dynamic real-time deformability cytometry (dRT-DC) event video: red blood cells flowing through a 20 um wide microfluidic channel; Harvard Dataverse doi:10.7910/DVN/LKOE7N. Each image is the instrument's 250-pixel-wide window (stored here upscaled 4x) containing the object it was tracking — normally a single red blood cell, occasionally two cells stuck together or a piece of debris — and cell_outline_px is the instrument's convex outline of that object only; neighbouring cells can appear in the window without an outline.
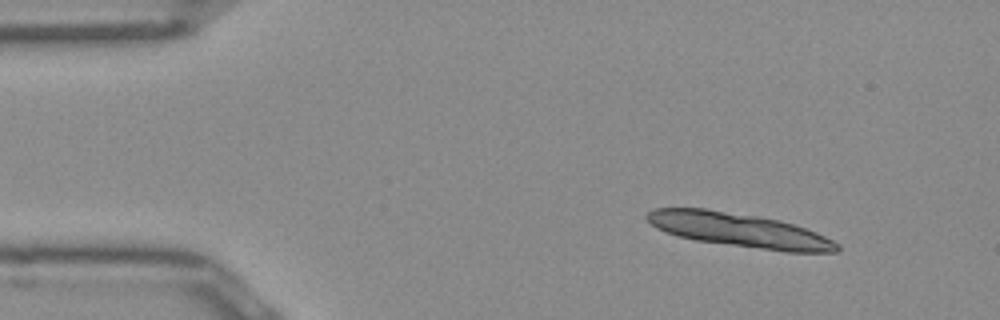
{"species": "Egyptian fruit bat (a non-hibernating species)", "species_latin": "Rousettus aegyptiacus", "temperature_condition": "room temperature", "stored_images_in_passage": 9, "camera_frame_rate_fps": 3000, "um_per_image_px": 0.085, "frame": {"image": 1, "passage_image": 1, "time_ms": 0.0, "image_size_px": [1000, 320], "cell_outline_px": [[840, 248], [836, 252], [788, 252], [696, 240], [676, 236], [664, 232], [656, 228], [644, 216], [648, 212], [656, 208], [704, 208], [756, 216], [780, 220], [816, 232], [840, 244]], "centroid_in_image_um": [62.82, 19.56], "position_along_channel_um": 22.2, "area_um2": 37.4}}